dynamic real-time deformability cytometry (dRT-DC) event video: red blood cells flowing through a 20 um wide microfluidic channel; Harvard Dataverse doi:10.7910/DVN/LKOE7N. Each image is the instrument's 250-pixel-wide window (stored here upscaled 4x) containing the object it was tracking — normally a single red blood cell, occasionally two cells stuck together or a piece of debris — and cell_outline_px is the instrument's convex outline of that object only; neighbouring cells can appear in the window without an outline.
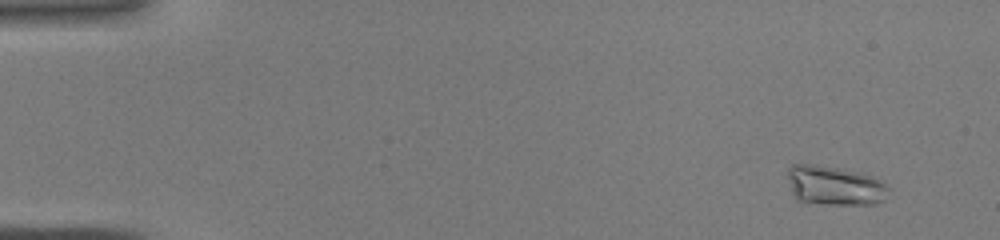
{"species": "common noctule bat (a hibernating species)", "species_latin": "Nyctalus noctula", "temperature_condition": "warm", "stored_images_in_passage": 40, "camera_frame_rate_fps": 3000, "um_per_image_px": 0.085, "animal": {"sex": "male", "body_mass_g": 19.0, "forearm_length_mm": 50.8}, "frame": {"image": 1, "passage_image": 4, "time_ms": 1.0, "image_size_px": [1000, 240], "cell_outline_px": [[892, 188], [884, 200], [876, 204], [824, 204], [796, 200], [792, 192], [788, 176], [788, 168], [792, 164], [816, 164], [840, 168], [860, 172], [872, 176], [880, 180]], "centroid_in_image_um": [70.98, 15.77], "position_along_channel_um": 14.0, "area_um2": 23.47}}
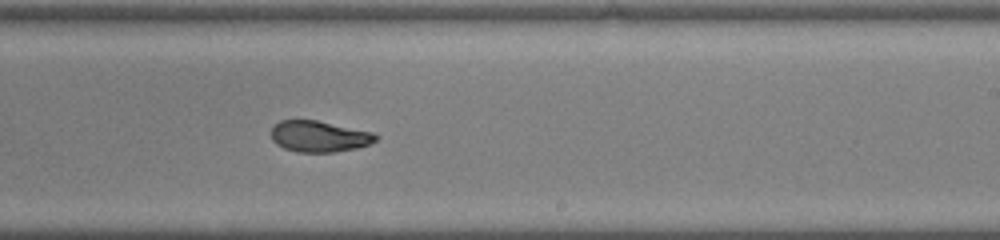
{"frame": {"image": 2, "passage_image": 28, "time_ms": 9.0, "image_size_px": [1000, 240], "cell_outline_px": [[380, 136], [376, 140], [368, 144], [356, 148], [336, 152], [296, 152], [284, 148], [276, 144], [272, 140], [272, 128], [280, 120], [316, 120], [372, 132]], "centroid_in_image_um": [27.12, 11.6], "position_along_channel_um": 261.9, "area_um2": 18.9}}
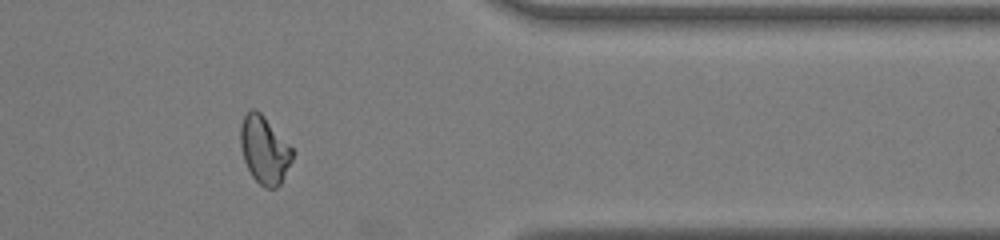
{"frame": {"image": 3, "passage_image": 37, "time_ms": 12.0, "image_size_px": [1000, 240], "cell_outline_px": [[292, 160], [280, 184], [276, 188], [264, 188], [252, 176], [244, 160], [240, 144], [240, 124], [248, 108], [256, 108], [264, 116], [292, 148]], "centroid_in_image_um": [22.44, 12.71], "position_along_channel_um": 389.0, "area_um2": 20.35}}